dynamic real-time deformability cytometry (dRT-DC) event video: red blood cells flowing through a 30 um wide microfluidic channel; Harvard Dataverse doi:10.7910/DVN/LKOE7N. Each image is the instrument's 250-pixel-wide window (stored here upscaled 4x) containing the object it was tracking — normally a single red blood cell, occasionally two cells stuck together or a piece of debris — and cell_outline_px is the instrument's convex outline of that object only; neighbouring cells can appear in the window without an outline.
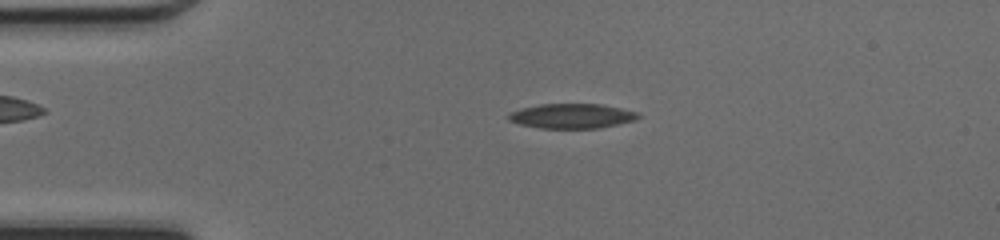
{"species": "common noctule bat (a hibernating species)", "species_latin": "Nyctalus noctula", "temperature_condition": "cold", "stored_images_in_passage": 48, "camera_frame_rate_fps": 3000, "um_per_image_px": 0.085, "animal": {"sex": "female", "body_mass_g": 17.0, "forearm_length_mm": 48.0}, "frame": {"image": 1, "passage_image": 10, "time_ms": 3.0, "image_size_px": [1000, 240], "cell_outline_px": [[640, 116], [636, 120], [600, 128], [540, 128], [520, 124], [508, 120], [508, 116], [512, 112], [520, 108], [540, 104], [600, 104], [640, 112]], "centroid_in_image_um": [48.64, 9.86], "position_along_channel_um": 36.4, "area_um2": 18.67}}
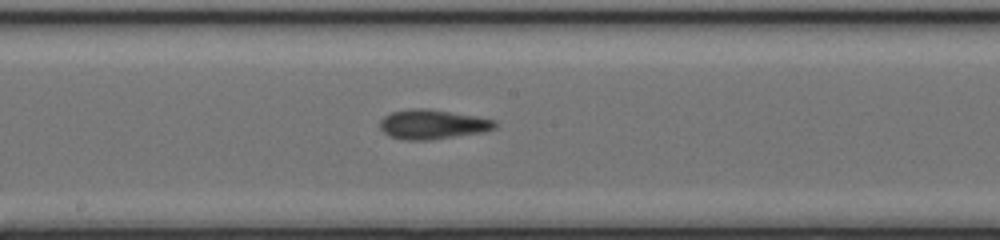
{"frame": {"image": 2, "passage_image": 25, "time_ms": 8.0, "image_size_px": [1000, 240], "cell_outline_px": [[496, 128], [484, 132], [428, 140], [404, 140], [392, 136], [384, 132], [380, 128], [380, 120], [384, 116], [392, 112], [408, 108], [428, 108], [476, 116], [496, 120]], "centroid_in_image_um": [36.77, 10.56], "position_along_channel_um": 211.4, "area_um2": 19.83}}
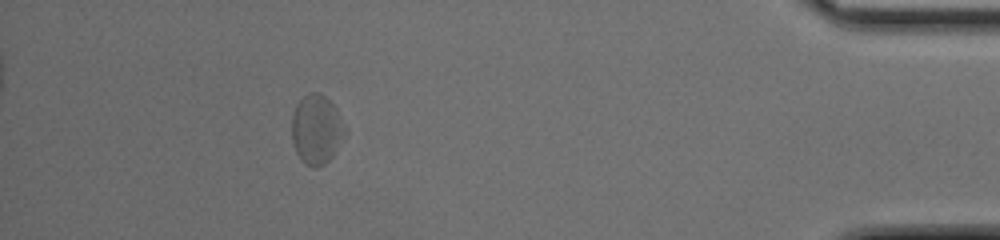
{"frame": {"image": 3, "passage_image": 43, "time_ms": 14.0, "image_size_px": [1000, 240], "cell_outline_px": [[348, 132], [332, 156], [324, 164], [316, 168], [312, 168], [304, 164], [296, 152], [292, 140], [292, 116], [296, 104], [308, 92], [320, 92], [336, 108]], "centroid_in_image_um": [26.91, 11.01], "position_along_channel_um": 408.3, "area_um2": 21.68}, "authors_computed_cell_mechanics": {"area_um2": 19.5364, "velocity_mm_per_s": 4.234, "shape_relaxation_time_tau1_ms": 5.6123, "shape_relaxation_time_tau2_ms": 3.9355, "deformation_change_tau1": 0.1311, "deformation_change_tau2": 0.1297}}